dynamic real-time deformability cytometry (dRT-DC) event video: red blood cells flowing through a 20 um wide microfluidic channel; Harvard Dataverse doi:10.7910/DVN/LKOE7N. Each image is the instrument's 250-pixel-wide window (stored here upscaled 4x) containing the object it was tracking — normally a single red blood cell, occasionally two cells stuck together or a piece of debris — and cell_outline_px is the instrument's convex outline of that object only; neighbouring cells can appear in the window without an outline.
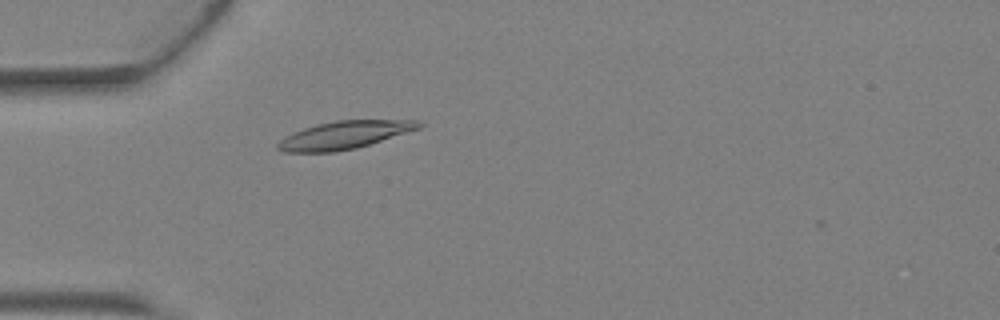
{"species": "Egyptian fruit bat (a non-hibernating species)", "species_latin": "Rousettus aegyptiacus", "temperature_condition": "warm", "stored_images_in_passage": 2, "camera_frame_rate_fps": 3000, "um_per_image_px": 0.085, "animal": {"sex": "female"}, "frame": {"image": 1, "passage_image": 2, "time_ms": 0.333, "image_size_px": [1000, 320], "cell_outline_px": [[424, 124], [420, 128], [356, 148], [332, 152], [284, 152], [276, 148], [276, 144], [280, 140], [304, 128], [316, 124], [336, 120], [416, 120]], "centroid_in_image_um": [29.26, 11.47], "position_along_channel_um": 55.7, "area_um2": 22.54}}